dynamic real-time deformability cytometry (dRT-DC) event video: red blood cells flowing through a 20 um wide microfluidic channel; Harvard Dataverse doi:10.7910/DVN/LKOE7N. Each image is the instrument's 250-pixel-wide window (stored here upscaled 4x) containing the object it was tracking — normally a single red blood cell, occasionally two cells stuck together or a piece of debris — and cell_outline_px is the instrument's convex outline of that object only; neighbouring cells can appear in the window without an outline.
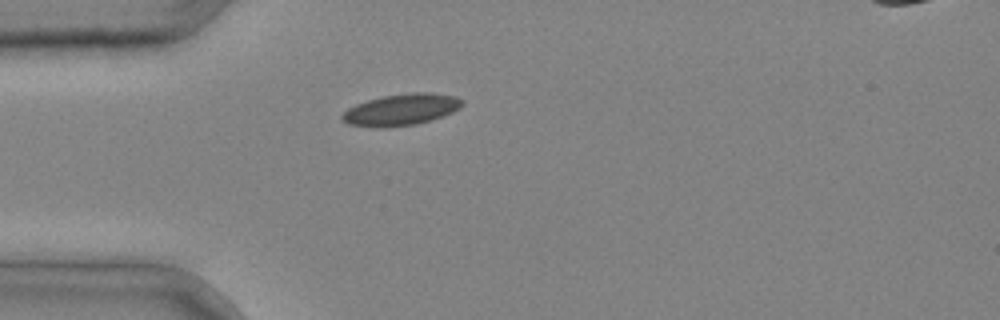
{"species": "common noctule bat (a hibernating species)", "species_latin": "Nyctalus noctula", "temperature_condition": "cold", "stored_images_in_passage": 1, "camera_frame_rate_fps": 3000, "um_per_image_px": 0.085, "animal": {"sex": "male", "body_mass_g": 20.4}, "frame": {"image": 1, "passage_image": 1, "time_ms": 0.0, "image_size_px": [1000, 320], "cell_outline_px": [[464, 104], [460, 108], [444, 116], [432, 120], [416, 124], [384, 128], [376, 128], [348, 124], [340, 116], [348, 108], [356, 104], [368, 100], [384, 96], [412, 92], [432, 92], [456, 96], [464, 100]], "centroid_in_image_um": [34.14, 9.32], "position_along_channel_um": 50.9, "area_um2": 22.25}}